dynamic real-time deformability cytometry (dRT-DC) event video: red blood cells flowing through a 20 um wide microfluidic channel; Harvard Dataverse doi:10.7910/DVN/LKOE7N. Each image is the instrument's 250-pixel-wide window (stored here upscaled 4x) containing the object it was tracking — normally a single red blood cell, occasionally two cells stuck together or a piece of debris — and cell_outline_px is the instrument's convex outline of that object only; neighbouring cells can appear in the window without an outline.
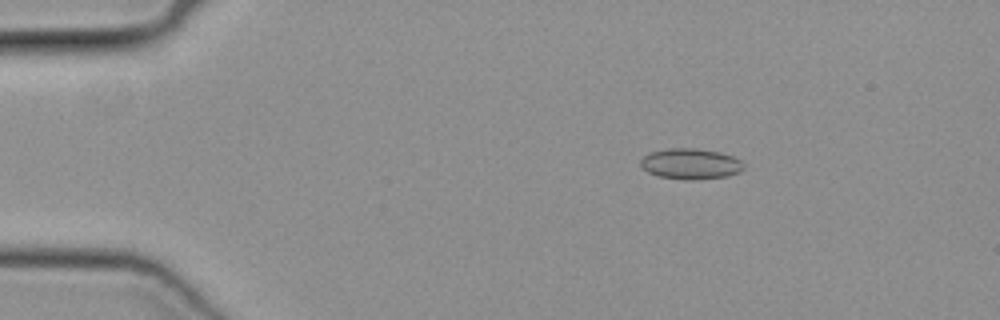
{"species": "common noctule bat (a hibernating species)", "species_latin": "Nyctalus noctula", "temperature_condition": "cold", "stored_images_in_passage": 45, "camera_frame_rate_fps": 3000, "um_per_image_px": 0.085, "animal": {"sex": "female", "body_mass_g": 19.3, "forearm_length_mm": 54.1}, "frame": {"image": 1, "passage_image": 4, "time_ms": 1.0, "image_size_px": [1000, 320], "cell_outline_px": [[744, 168], [740, 172], [728, 176], [696, 180], [688, 180], [660, 176], [648, 172], [640, 164], [640, 160], [644, 156], [652, 152], [672, 148], [692, 148], [720, 152], [732, 156], [740, 160], [744, 164]], "centroid_in_image_um": [58.74, 13.93], "position_along_channel_um": 26.3, "area_um2": 18.32}}
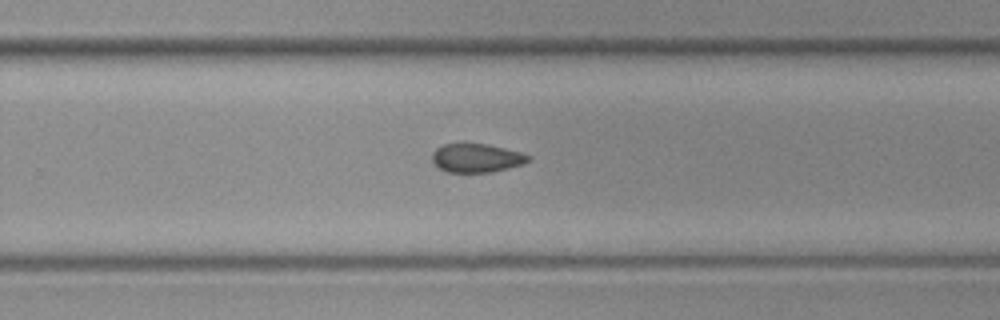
{"frame": {"image": 2, "passage_image": 28, "time_ms": 9.0, "image_size_px": [1000, 320], "cell_outline_px": [[532, 156], [524, 164], [492, 172], [448, 172], [440, 168], [432, 160], [432, 152], [436, 148], [444, 144], [488, 144], [520, 152]], "centroid_in_image_um": [40.51, 13.43], "position_along_channel_um": 289.3, "area_um2": 15.95}}
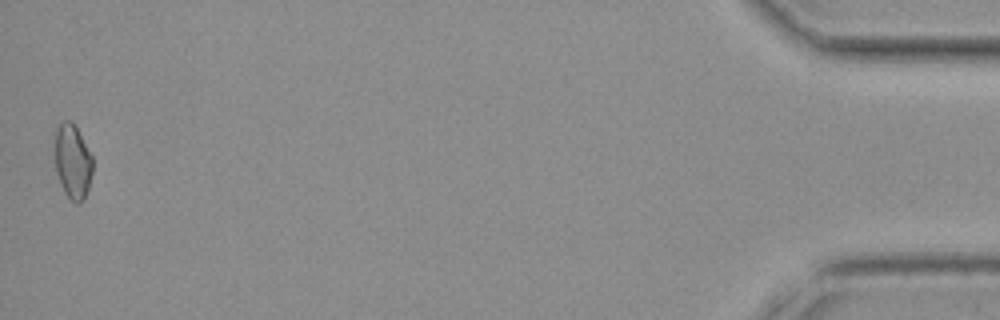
{"frame": {"image": 3, "passage_image": 45, "time_ms": 14.667, "image_size_px": [1000, 320], "cell_outline_px": [[92, 172], [88, 188], [84, 200], [80, 204], [76, 204], [64, 192], [56, 172], [56, 128], [64, 120], [72, 120], [92, 156]], "centroid_in_image_um": [6.19, 13.75], "position_along_channel_um": 429.0, "area_um2": 16.18}}